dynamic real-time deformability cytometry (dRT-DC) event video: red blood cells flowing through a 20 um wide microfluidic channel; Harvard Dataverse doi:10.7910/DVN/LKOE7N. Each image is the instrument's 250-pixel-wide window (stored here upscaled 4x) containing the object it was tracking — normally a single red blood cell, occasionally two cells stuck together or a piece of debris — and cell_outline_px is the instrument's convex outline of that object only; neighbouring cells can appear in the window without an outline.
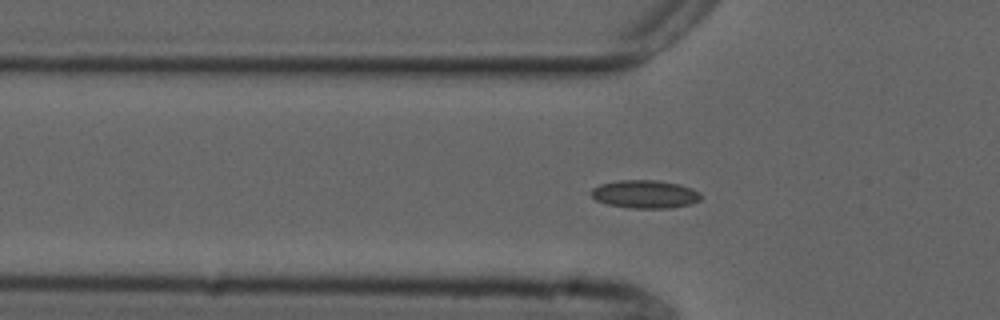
{"species": "common noctule bat (a hibernating species)", "species_latin": "Nyctalus noctula", "temperature_condition": "cold", "stored_images_in_passage": 41, "camera_frame_rate_fps": 3000, "um_per_image_px": 0.085, "animal": {"sex": "male", "forearm_length_mm": 52.5}, "frame": {"image": 1, "passage_image": 3, "time_ms": 0.667, "image_size_px": [1000, 320], "cell_outline_px": [[700, 200], [692, 204], [672, 208], [632, 208], [608, 204], [596, 200], [592, 196], [592, 188], [600, 184], [620, 180], [656, 180], [680, 184], [692, 188], [700, 192]], "centroid_in_image_um": [54.86, 16.5], "position_along_channel_um": 70.9, "area_um2": 17.98}}
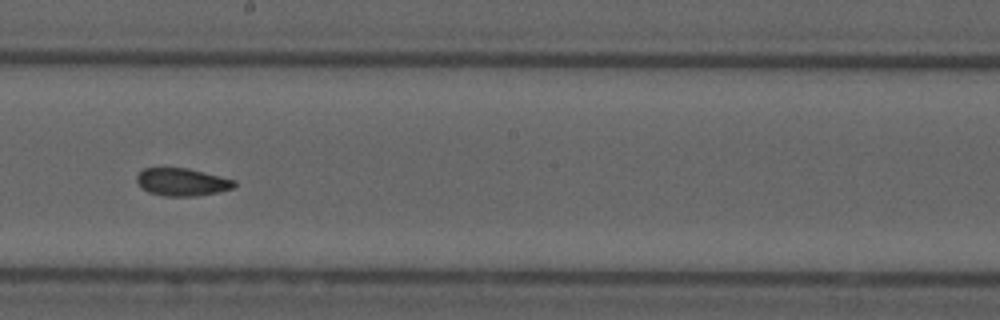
{"frame": {"image": 2, "passage_image": 16, "time_ms": 5.0, "image_size_px": [1000, 320], "cell_outline_px": [[236, 184], [232, 188], [216, 192], [196, 196], [164, 196], [148, 192], [140, 188], [136, 180], [136, 176], [144, 168], [188, 168], [236, 180]], "centroid_in_image_um": [15.44, 15.47], "position_along_channel_um": 232.8, "area_um2": 15.72}}
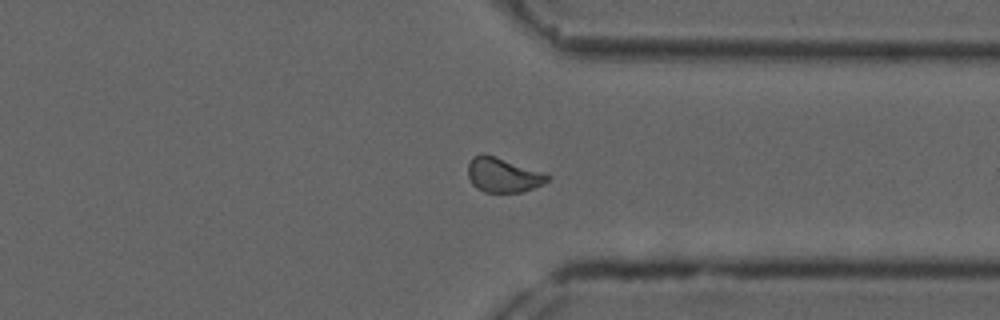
{"frame": {"image": 3, "passage_image": 27, "time_ms": 8.667, "image_size_px": [1000, 320], "cell_outline_px": [[552, 176], [544, 184], [524, 192], [484, 192], [476, 188], [472, 184], [468, 176], [468, 164], [472, 156], [484, 152], [544, 172]], "centroid_in_image_um": [42.77, 14.86], "position_along_channel_um": 368.6, "area_um2": 16.36}, "authors_computed_cell_mechanics": {"area_um2": 16.184, "velocity_mm_per_s": 3.7298, "shape_relaxation_time_tau1_ms": null, "shape_relaxation_time_tau2_ms": 2.7466, "deformation_change_tau1": null, "deformation_change_tau2": 0.0753}}